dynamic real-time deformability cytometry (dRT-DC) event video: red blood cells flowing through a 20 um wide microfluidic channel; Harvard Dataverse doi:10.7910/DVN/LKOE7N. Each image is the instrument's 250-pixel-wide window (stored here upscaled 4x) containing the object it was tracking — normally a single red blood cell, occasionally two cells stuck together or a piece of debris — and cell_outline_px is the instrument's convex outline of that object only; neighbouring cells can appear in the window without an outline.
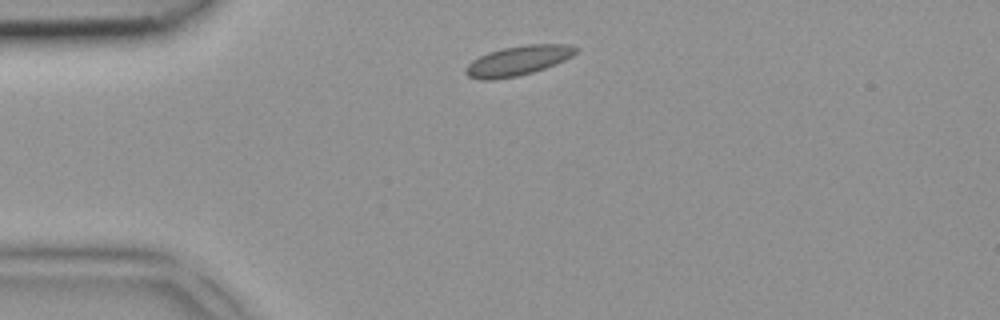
{"species": "common noctule bat (a hibernating species)", "species_latin": "Nyctalus noctula", "temperature_condition": "room temperature", "stored_images_in_passage": 3, "camera_frame_rate_fps": 3000, "um_per_image_px": 0.085, "animal": {"sex": "female", "body_mass_g": 18.4}, "frame": {"image": 1, "passage_image": 1, "time_ms": 0.0, "image_size_px": [1000, 320], "cell_outline_px": [[580, 48], [572, 56], [564, 60], [544, 68], [532, 72], [516, 76], [492, 80], [480, 80], [468, 76], [464, 72], [464, 68], [472, 60], [488, 52], [504, 48], [524, 44], [572, 44]], "centroid_in_image_um": [44.02, 5.14], "position_along_channel_um": 41.0, "area_um2": 19.07}}
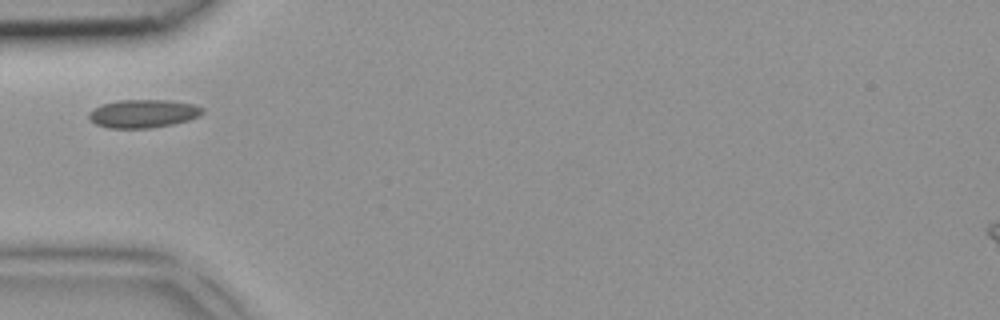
{"frame": {"image": 2, "passage_image": 2, "time_ms": 0.333, "image_size_px": [1000, 320], "cell_outline_px": [[204, 112], [200, 116], [188, 120], [172, 124], [148, 128], [108, 128], [96, 124], [88, 116], [88, 112], [92, 108], [100, 104], [116, 100], [168, 100], [196, 104], [204, 108]], "centroid_in_image_um": [12.17, 9.64], "position_along_channel_um": 72.8, "area_um2": 18.9}}